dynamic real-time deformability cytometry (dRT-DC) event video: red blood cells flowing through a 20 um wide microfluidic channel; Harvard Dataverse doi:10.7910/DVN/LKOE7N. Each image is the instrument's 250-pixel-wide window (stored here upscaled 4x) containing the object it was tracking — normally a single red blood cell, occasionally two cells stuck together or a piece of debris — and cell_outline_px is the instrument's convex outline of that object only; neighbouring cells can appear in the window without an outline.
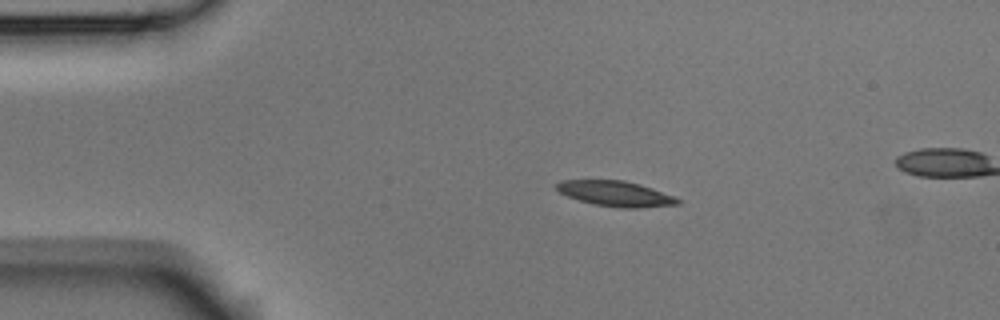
{"species": "Egyptian fruit bat (a non-hibernating species)", "species_latin": "Rousettus aegyptiacus", "temperature_condition": "room temperature", "stored_images_in_passage": 3, "camera_frame_rate_fps": 3000, "um_per_image_px": 0.085, "animal": {"sex": "male"}, "frame": {"image": 1, "passage_image": 1, "time_ms": 0.0, "image_size_px": [1000, 320], "cell_outline_px": [[680, 204], [636, 208], [620, 208], [596, 204], [580, 200], [568, 196], [560, 192], [556, 188], [556, 184], [564, 180], [624, 180], [640, 184], [652, 188], [672, 196], [680, 200]], "centroid_in_image_um": [52.33, 16.45], "position_along_channel_um": 32.7, "area_um2": 17.57}}